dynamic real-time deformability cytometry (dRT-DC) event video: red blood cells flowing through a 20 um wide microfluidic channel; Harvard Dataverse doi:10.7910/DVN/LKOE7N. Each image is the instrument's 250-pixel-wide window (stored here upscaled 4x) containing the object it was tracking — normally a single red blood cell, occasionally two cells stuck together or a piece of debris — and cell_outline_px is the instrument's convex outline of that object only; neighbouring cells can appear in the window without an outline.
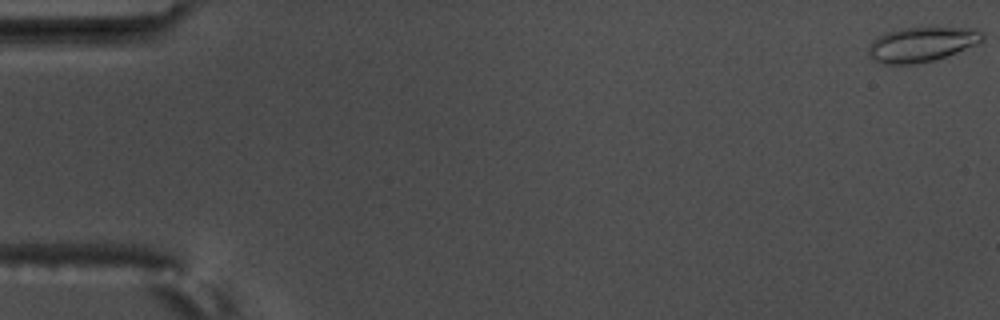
{"species": "common noctule bat (a hibernating species)", "species_latin": "Nyctalus noctula", "temperature_condition": "warm", "stored_images_in_passage": 6, "camera_frame_rate_fps": 3000, "um_per_image_px": 0.085, "animal": {"sex": "male", "body_mass_g": 17.5, "forearm_length_mm": 52.3}, "frame": {"image": 1, "passage_image": 1, "time_ms": 0.0, "image_size_px": [1000, 320], "cell_outline_px": [[984, 40], [956, 52], [932, 60], [912, 64], [884, 64], [868, 56], [868, 48], [872, 40], [888, 32], [900, 28], [980, 28], [984, 32]], "centroid_in_image_um": [78.35, 3.76], "position_along_channel_um": 6.7, "area_um2": 22.77}}
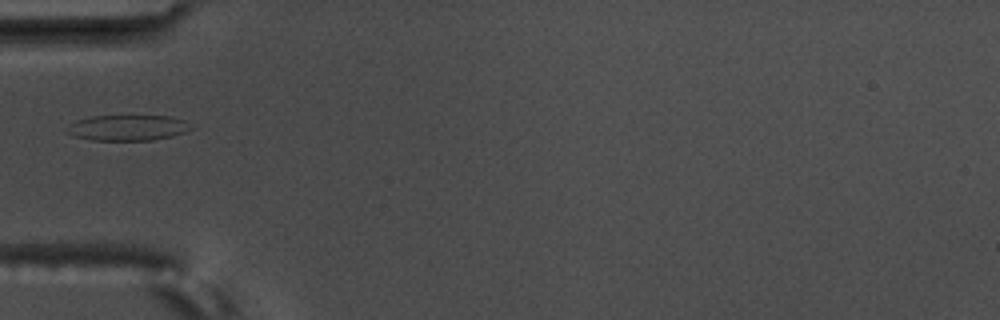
{"frame": {"image": 2, "passage_image": 6, "time_ms": 1.667, "image_size_px": [1000, 320], "cell_outline_px": [[196, 128], [172, 136], [152, 140], [92, 140], [76, 136], [64, 132], [64, 128], [76, 120], [92, 116], [168, 116], [184, 120]], "centroid_in_image_um": [10.84, 10.86], "position_along_channel_um": 74.2, "area_um2": 18.61}}